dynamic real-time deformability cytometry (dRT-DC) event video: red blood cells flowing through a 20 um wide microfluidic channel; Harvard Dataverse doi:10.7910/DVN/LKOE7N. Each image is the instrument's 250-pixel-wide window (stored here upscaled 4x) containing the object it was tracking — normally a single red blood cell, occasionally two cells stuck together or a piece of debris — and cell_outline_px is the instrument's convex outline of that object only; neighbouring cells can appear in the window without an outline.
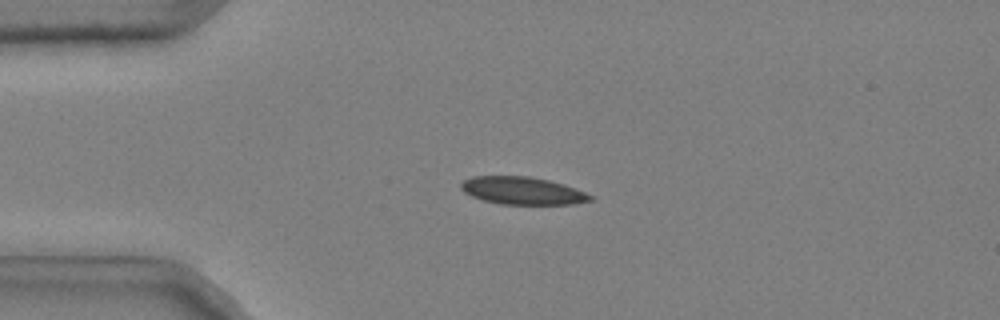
{"species": "common noctule bat (a hibernating species)", "species_latin": "Nyctalus noctula", "temperature_condition": "cold", "stored_images_in_passage": 52, "camera_frame_rate_fps": 3000, "um_per_image_px": 0.085, "animal": {"sex": "male", "body_mass_g": 20.4}, "frame": {"image": 1, "passage_image": 13, "time_ms": 4.0, "image_size_px": [1000, 320], "cell_outline_px": [[596, 196], [592, 200], [576, 204], [500, 204], [484, 200], [472, 196], [464, 192], [460, 188], [460, 184], [464, 180], [472, 176], [532, 176], [564, 184]], "centroid_in_image_um": [44.44, 16.21], "position_along_channel_um": 40.6, "area_um2": 20.92}}
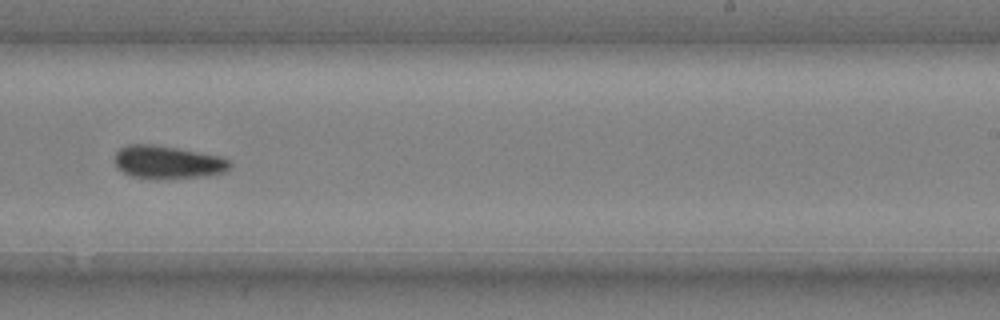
{"frame": {"image": 2, "passage_image": 34, "time_ms": 11.0, "image_size_px": [1000, 320], "cell_outline_px": [[232, 164], [224, 172], [204, 176], [132, 176], [116, 168], [112, 160], [116, 152], [120, 148], [128, 144], [152, 144], [176, 148], [220, 156], [228, 160]], "centroid_in_image_um": [14.19, 13.73], "position_along_channel_um": 274.8, "area_um2": 21.33}}
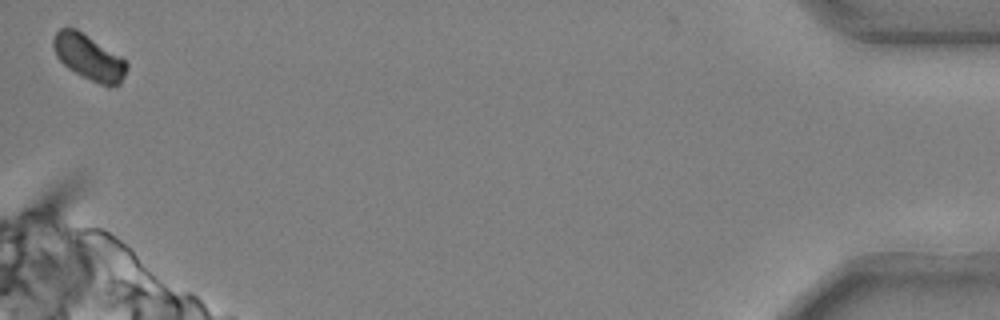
{"frame": {"image": 3, "passage_image": 52, "time_ms": 17.0, "image_size_px": [1000, 320], "cell_outline_px": [[128, 68], [120, 84], [108, 88], [68, 68], [56, 56], [52, 48], [52, 40], [56, 32], [60, 28], [76, 28], [120, 56], [128, 64]], "centroid_in_image_um": [7.55, 4.87], "position_along_channel_um": 427.7, "area_um2": 19.31}}